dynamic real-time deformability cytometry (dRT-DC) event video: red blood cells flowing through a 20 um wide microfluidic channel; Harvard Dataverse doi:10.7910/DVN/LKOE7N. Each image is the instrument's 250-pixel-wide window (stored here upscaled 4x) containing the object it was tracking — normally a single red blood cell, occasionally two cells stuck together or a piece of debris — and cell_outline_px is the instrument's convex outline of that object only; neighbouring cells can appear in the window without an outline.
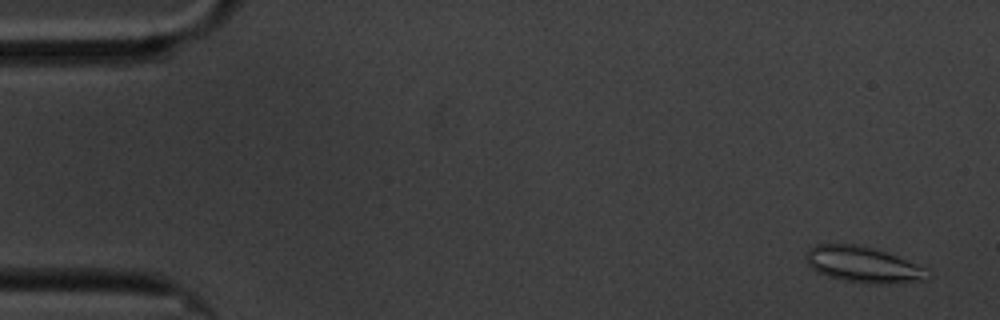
{"species": "common noctule bat (a hibernating species)", "species_latin": "Nyctalus noctula", "temperature_condition": "cold", "stored_images_in_passage": 57, "camera_frame_rate_fps": 3000, "um_per_image_px": 0.085, "animal": {"sex": "male", "body_mass_g": 20.1, "forearm_length_mm": 53.5}, "frame": {"image": 1, "passage_image": 1, "time_ms": 0.0, "image_size_px": [1000, 320], "cell_outline_px": [[932, 276], [924, 280], [880, 284], [868, 284], [840, 280], [816, 272], [808, 264], [804, 256], [808, 248], [816, 244], [852, 244], [884, 252], [896, 256], [928, 268], [932, 272]], "centroid_in_image_um": [73.36, 22.51], "position_along_channel_um": 11.6, "area_um2": 25.55}}
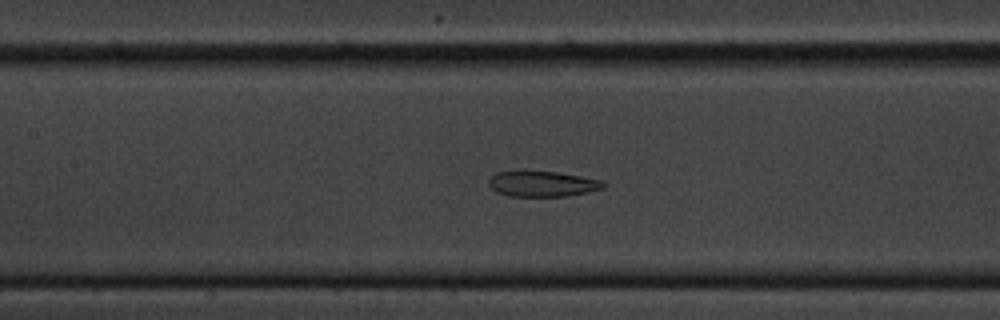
{"frame": {"image": 2, "passage_image": 25, "time_ms": 8.0, "image_size_px": [1000, 320], "cell_outline_px": [[608, 184], [604, 188], [588, 192], [564, 196], [508, 196], [496, 192], [488, 184], [488, 180], [496, 172], [524, 168], [556, 172], [580, 176], [600, 180]], "centroid_in_image_um": [46.04, 15.59], "position_along_channel_um": 161.4, "area_um2": 17.69}}
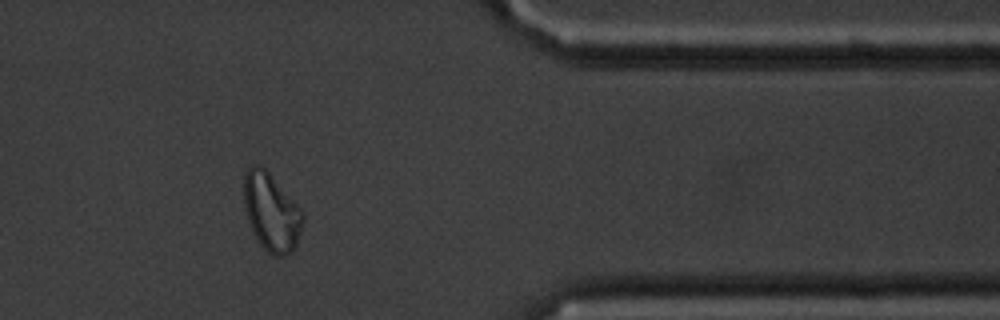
{"frame": {"image": 3, "passage_image": 47, "time_ms": 15.333, "image_size_px": [1000, 320], "cell_outline_px": [[304, 220], [296, 244], [292, 252], [284, 256], [276, 256], [268, 252], [260, 244], [252, 232], [248, 220], [244, 204], [244, 172], [252, 164], [260, 164], [268, 172], [304, 212]], "centroid_in_image_um": [23.06, 18.03], "position_along_channel_um": 388.3, "area_um2": 26.65}, "authors_computed_cell_mechanics": {"area_um2": 21.6172, "velocity_mm_per_s": 3.3601, "shape_relaxation_time_tau1_ms": null, "shape_relaxation_time_tau2_ms": 1.9731, "deformation_change_tau1": null, "deformation_change_tau2": 0.088}}